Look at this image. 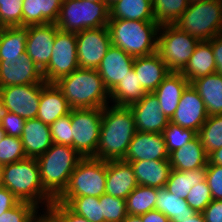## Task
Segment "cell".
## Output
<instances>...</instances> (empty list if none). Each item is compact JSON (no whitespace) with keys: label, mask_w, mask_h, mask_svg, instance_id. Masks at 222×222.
I'll return each instance as SVG.
<instances>
[{"label":"cell","mask_w":222,"mask_h":222,"mask_svg":"<svg viewBox=\"0 0 222 222\" xmlns=\"http://www.w3.org/2000/svg\"><path fill=\"white\" fill-rule=\"evenodd\" d=\"M136 132L130 107L105 106L95 158L105 162L123 160Z\"/></svg>","instance_id":"6da1fadb"},{"label":"cell","mask_w":222,"mask_h":222,"mask_svg":"<svg viewBox=\"0 0 222 222\" xmlns=\"http://www.w3.org/2000/svg\"><path fill=\"white\" fill-rule=\"evenodd\" d=\"M72 109L104 108L109 91L97 69L77 68L54 83Z\"/></svg>","instance_id":"7a4b0ae2"},{"label":"cell","mask_w":222,"mask_h":222,"mask_svg":"<svg viewBox=\"0 0 222 222\" xmlns=\"http://www.w3.org/2000/svg\"><path fill=\"white\" fill-rule=\"evenodd\" d=\"M112 45L133 57L149 56L157 52L160 24L156 21L109 20Z\"/></svg>","instance_id":"3957f363"},{"label":"cell","mask_w":222,"mask_h":222,"mask_svg":"<svg viewBox=\"0 0 222 222\" xmlns=\"http://www.w3.org/2000/svg\"><path fill=\"white\" fill-rule=\"evenodd\" d=\"M3 187L12 192L19 201L32 203L36 207L46 202L45 207L48 208L55 200L41 183L40 168L36 158L26 157L18 162L4 165Z\"/></svg>","instance_id":"277c9868"},{"label":"cell","mask_w":222,"mask_h":222,"mask_svg":"<svg viewBox=\"0 0 222 222\" xmlns=\"http://www.w3.org/2000/svg\"><path fill=\"white\" fill-rule=\"evenodd\" d=\"M81 159L82 156L73 147L56 143L37 158L41 183L54 199L67 188L71 174Z\"/></svg>","instance_id":"5b68a950"},{"label":"cell","mask_w":222,"mask_h":222,"mask_svg":"<svg viewBox=\"0 0 222 222\" xmlns=\"http://www.w3.org/2000/svg\"><path fill=\"white\" fill-rule=\"evenodd\" d=\"M109 19L110 8L106 2L64 0L55 24L62 31L78 33L107 26Z\"/></svg>","instance_id":"8992f818"},{"label":"cell","mask_w":222,"mask_h":222,"mask_svg":"<svg viewBox=\"0 0 222 222\" xmlns=\"http://www.w3.org/2000/svg\"><path fill=\"white\" fill-rule=\"evenodd\" d=\"M173 25L200 41L211 40L222 33V0L189 3Z\"/></svg>","instance_id":"52a82bcc"},{"label":"cell","mask_w":222,"mask_h":222,"mask_svg":"<svg viewBox=\"0 0 222 222\" xmlns=\"http://www.w3.org/2000/svg\"><path fill=\"white\" fill-rule=\"evenodd\" d=\"M157 53L170 72H181L191 58L199 39L179 30L173 24L160 25Z\"/></svg>","instance_id":"ba28073f"},{"label":"cell","mask_w":222,"mask_h":222,"mask_svg":"<svg viewBox=\"0 0 222 222\" xmlns=\"http://www.w3.org/2000/svg\"><path fill=\"white\" fill-rule=\"evenodd\" d=\"M107 162L94 157L82 158L71 174L67 188L59 197L94 196L105 194Z\"/></svg>","instance_id":"9c48e42d"},{"label":"cell","mask_w":222,"mask_h":222,"mask_svg":"<svg viewBox=\"0 0 222 222\" xmlns=\"http://www.w3.org/2000/svg\"><path fill=\"white\" fill-rule=\"evenodd\" d=\"M103 108L71 109L73 148L82 156L94 157L99 143Z\"/></svg>","instance_id":"30bf717a"},{"label":"cell","mask_w":222,"mask_h":222,"mask_svg":"<svg viewBox=\"0 0 222 222\" xmlns=\"http://www.w3.org/2000/svg\"><path fill=\"white\" fill-rule=\"evenodd\" d=\"M77 68L76 33L58 29L50 61L42 70L43 78L47 84H54Z\"/></svg>","instance_id":"8fae6325"},{"label":"cell","mask_w":222,"mask_h":222,"mask_svg":"<svg viewBox=\"0 0 222 222\" xmlns=\"http://www.w3.org/2000/svg\"><path fill=\"white\" fill-rule=\"evenodd\" d=\"M46 84V82H40L0 87L6 111L15 113L25 120L36 118L41 90Z\"/></svg>","instance_id":"7c38bea8"},{"label":"cell","mask_w":222,"mask_h":222,"mask_svg":"<svg viewBox=\"0 0 222 222\" xmlns=\"http://www.w3.org/2000/svg\"><path fill=\"white\" fill-rule=\"evenodd\" d=\"M79 68L97 69L112 45L107 26L76 33Z\"/></svg>","instance_id":"4fadbf2b"},{"label":"cell","mask_w":222,"mask_h":222,"mask_svg":"<svg viewBox=\"0 0 222 222\" xmlns=\"http://www.w3.org/2000/svg\"><path fill=\"white\" fill-rule=\"evenodd\" d=\"M45 82L42 71L26 52L19 58L0 60V87Z\"/></svg>","instance_id":"5bb4252c"},{"label":"cell","mask_w":222,"mask_h":222,"mask_svg":"<svg viewBox=\"0 0 222 222\" xmlns=\"http://www.w3.org/2000/svg\"><path fill=\"white\" fill-rule=\"evenodd\" d=\"M206 106L197 91L189 84L181 95L178 107L170 122L185 129L199 132L201 126L207 120Z\"/></svg>","instance_id":"9a60e30c"},{"label":"cell","mask_w":222,"mask_h":222,"mask_svg":"<svg viewBox=\"0 0 222 222\" xmlns=\"http://www.w3.org/2000/svg\"><path fill=\"white\" fill-rule=\"evenodd\" d=\"M58 29L55 23L28 26L26 53L41 71L50 61Z\"/></svg>","instance_id":"2e32d148"},{"label":"cell","mask_w":222,"mask_h":222,"mask_svg":"<svg viewBox=\"0 0 222 222\" xmlns=\"http://www.w3.org/2000/svg\"><path fill=\"white\" fill-rule=\"evenodd\" d=\"M136 125V130L146 133H162L170 120L162 113L159 100L152 93H146L143 98L129 106Z\"/></svg>","instance_id":"e0dca14e"},{"label":"cell","mask_w":222,"mask_h":222,"mask_svg":"<svg viewBox=\"0 0 222 222\" xmlns=\"http://www.w3.org/2000/svg\"><path fill=\"white\" fill-rule=\"evenodd\" d=\"M140 160H169V153L162 133L139 131L135 133L123 161Z\"/></svg>","instance_id":"ac0fdd59"},{"label":"cell","mask_w":222,"mask_h":222,"mask_svg":"<svg viewBox=\"0 0 222 222\" xmlns=\"http://www.w3.org/2000/svg\"><path fill=\"white\" fill-rule=\"evenodd\" d=\"M135 57L111 45L97 68L106 89L110 92L133 69Z\"/></svg>","instance_id":"d6986e66"},{"label":"cell","mask_w":222,"mask_h":222,"mask_svg":"<svg viewBox=\"0 0 222 222\" xmlns=\"http://www.w3.org/2000/svg\"><path fill=\"white\" fill-rule=\"evenodd\" d=\"M137 186L134 170L129 162L123 160L107 162L105 194L126 200Z\"/></svg>","instance_id":"ffe728a7"},{"label":"cell","mask_w":222,"mask_h":222,"mask_svg":"<svg viewBox=\"0 0 222 222\" xmlns=\"http://www.w3.org/2000/svg\"><path fill=\"white\" fill-rule=\"evenodd\" d=\"M21 141L26 157L38 158L53 144L50 125L40 119H27L24 123Z\"/></svg>","instance_id":"44dd1931"},{"label":"cell","mask_w":222,"mask_h":222,"mask_svg":"<svg viewBox=\"0 0 222 222\" xmlns=\"http://www.w3.org/2000/svg\"><path fill=\"white\" fill-rule=\"evenodd\" d=\"M133 70L147 93L154 92L170 72L157 52L149 56L135 57Z\"/></svg>","instance_id":"7402d4cb"},{"label":"cell","mask_w":222,"mask_h":222,"mask_svg":"<svg viewBox=\"0 0 222 222\" xmlns=\"http://www.w3.org/2000/svg\"><path fill=\"white\" fill-rule=\"evenodd\" d=\"M190 82L180 72H169L153 92L163 114L170 120L178 107L181 95Z\"/></svg>","instance_id":"603a6c76"},{"label":"cell","mask_w":222,"mask_h":222,"mask_svg":"<svg viewBox=\"0 0 222 222\" xmlns=\"http://www.w3.org/2000/svg\"><path fill=\"white\" fill-rule=\"evenodd\" d=\"M71 107L55 84H46L41 90L37 119L51 125L70 113Z\"/></svg>","instance_id":"cb8c5ba5"},{"label":"cell","mask_w":222,"mask_h":222,"mask_svg":"<svg viewBox=\"0 0 222 222\" xmlns=\"http://www.w3.org/2000/svg\"><path fill=\"white\" fill-rule=\"evenodd\" d=\"M129 163L133 167L138 185L154 188L165 187L172 170L170 160H140Z\"/></svg>","instance_id":"d4e9b609"},{"label":"cell","mask_w":222,"mask_h":222,"mask_svg":"<svg viewBox=\"0 0 222 222\" xmlns=\"http://www.w3.org/2000/svg\"><path fill=\"white\" fill-rule=\"evenodd\" d=\"M217 72L211 43L199 41L185 68L180 72L190 83L200 77Z\"/></svg>","instance_id":"484cf974"},{"label":"cell","mask_w":222,"mask_h":222,"mask_svg":"<svg viewBox=\"0 0 222 222\" xmlns=\"http://www.w3.org/2000/svg\"><path fill=\"white\" fill-rule=\"evenodd\" d=\"M202 98L208 116L222 115V74L213 73L190 83Z\"/></svg>","instance_id":"4316f807"},{"label":"cell","mask_w":222,"mask_h":222,"mask_svg":"<svg viewBox=\"0 0 222 222\" xmlns=\"http://www.w3.org/2000/svg\"><path fill=\"white\" fill-rule=\"evenodd\" d=\"M62 0H23L22 26L55 23Z\"/></svg>","instance_id":"83f0119b"},{"label":"cell","mask_w":222,"mask_h":222,"mask_svg":"<svg viewBox=\"0 0 222 222\" xmlns=\"http://www.w3.org/2000/svg\"><path fill=\"white\" fill-rule=\"evenodd\" d=\"M169 160L172 169L178 171L195 170L207 166L208 155L197 136L181 149L173 151L169 155Z\"/></svg>","instance_id":"f1b7e54d"},{"label":"cell","mask_w":222,"mask_h":222,"mask_svg":"<svg viewBox=\"0 0 222 222\" xmlns=\"http://www.w3.org/2000/svg\"><path fill=\"white\" fill-rule=\"evenodd\" d=\"M109 8V20L155 21L152 0H118Z\"/></svg>","instance_id":"f546056e"},{"label":"cell","mask_w":222,"mask_h":222,"mask_svg":"<svg viewBox=\"0 0 222 222\" xmlns=\"http://www.w3.org/2000/svg\"><path fill=\"white\" fill-rule=\"evenodd\" d=\"M155 210L166 215L171 222L192 217L195 212L186 199L173 195L165 187L157 188Z\"/></svg>","instance_id":"4dcf8cb0"},{"label":"cell","mask_w":222,"mask_h":222,"mask_svg":"<svg viewBox=\"0 0 222 222\" xmlns=\"http://www.w3.org/2000/svg\"><path fill=\"white\" fill-rule=\"evenodd\" d=\"M205 180L206 166L185 171L172 169L168 181L165 184V188L173 195L175 194L178 197L186 199L191 188Z\"/></svg>","instance_id":"1f68e13d"},{"label":"cell","mask_w":222,"mask_h":222,"mask_svg":"<svg viewBox=\"0 0 222 222\" xmlns=\"http://www.w3.org/2000/svg\"><path fill=\"white\" fill-rule=\"evenodd\" d=\"M28 26L3 27L0 34V60L19 58L26 52Z\"/></svg>","instance_id":"d6a6232c"},{"label":"cell","mask_w":222,"mask_h":222,"mask_svg":"<svg viewBox=\"0 0 222 222\" xmlns=\"http://www.w3.org/2000/svg\"><path fill=\"white\" fill-rule=\"evenodd\" d=\"M138 76L132 69L127 76L120 81L110 92V98L113 99V105L127 106L139 102L147 93L141 83H139Z\"/></svg>","instance_id":"836d02e7"},{"label":"cell","mask_w":222,"mask_h":222,"mask_svg":"<svg viewBox=\"0 0 222 222\" xmlns=\"http://www.w3.org/2000/svg\"><path fill=\"white\" fill-rule=\"evenodd\" d=\"M56 200L65 204L75 214L85 217L90 222H104L98 197H58Z\"/></svg>","instance_id":"e575fe53"},{"label":"cell","mask_w":222,"mask_h":222,"mask_svg":"<svg viewBox=\"0 0 222 222\" xmlns=\"http://www.w3.org/2000/svg\"><path fill=\"white\" fill-rule=\"evenodd\" d=\"M157 188L138 185L128 196L126 211L129 215H142L155 209Z\"/></svg>","instance_id":"d590c367"},{"label":"cell","mask_w":222,"mask_h":222,"mask_svg":"<svg viewBox=\"0 0 222 222\" xmlns=\"http://www.w3.org/2000/svg\"><path fill=\"white\" fill-rule=\"evenodd\" d=\"M188 6V0H152L154 19L160 25L174 24Z\"/></svg>","instance_id":"8d00e7d4"},{"label":"cell","mask_w":222,"mask_h":222,"mask_svg":"<svg viewBox=\"0 0 222 222\" xmlns=\"http://www.w3.org/2000/svg\"><path fill=\"white\" fill-rule=\"evenodd\" d=\"M209 155L214 150L222 147V115L208 116L205 123L197 133Z\"/></svg>","instance_id":"74e56055"},{"label":"cell","mask_w":222,"mask_h":222,"mask_svg":"<svg viewBox=\"0 0 222 222\" xmlns=\"http://www.w3.org/2000/svg\"><path fill=\"white\" fill-rule=\"evenodd\" d=\"M162 134L169 155L173 151L181 149L198 136L196 131L182 128L172 122L168 123V126L163 130Z\"/></svg>","instance_id":"f35d334b"},{"label":"cell","mask_w":222,"mask_h":222,"mask_svg":"<svg viewBox=\"0 0 222 222\" xmlns=\"http://www.w3.org/2000/svg\"><path fill=\"white\" fill-rule=\"evenodd\" d=\"M104 222H121L127 215L126 201L123 198L103 194L99 198Z\"/></svg>","instance_id":"ab89813d"},{"label":"cell","mask_w":222,"mask_h":222,"mask_svg":"<svg viewBox=\"0 0 222 222\" xmlns=\"http://www.w3.org/2000/svg\"><path fill=\"white\" fill-rule=\"evenodd\" d=\"M26 158L21 138L4 136L0 141V164L6 165Z\"/></svg>","instance_id":"60d3db41"},{"label":"cell","mask_w":222,"mask_h":222,"mask_svg":"<svg viewBox=\"0 0 222 222\" xmlns=\"http://www.w3.org/2000/svg\"><path fill=\"white\" fill-rule=\"evenodd\" d=\"M23 0H0V26H22Z\"/></svg>","instance_id":"b9f144b4"},{"label":"cell","mask_w":222,"mask_h":222,"mask_svg":"<svg viewBox=\"0 0 222 222\" xmlns=\"http://www.w3.org/2000/svg\"><path fill=\"white\" fill-rule=\"evenodd\" d=\"M212 200L211 190L206 180L193 186L186 198L188 205L197 213H202Z\"/></svg>","instance_id":"7bdbcfd3"},{"label":"cell","mask_w":222,"mask_h":222,"mask_svg":"<svg viewBox=\"0 0 222 222\" xmlns=\"http://www.w3.org/2000/svg\"><path fill=\"white\" fill-rule=\"evenodd\" d=\"M38 208L32 203L20 201L0 215V222H32Z\"/></svg>","instance_id":"ee69618b"},{"label":"cell","mask_w":222,"mask_h":222,"mask_svg":"<svg viewBox=\"0 0 222 222\" xmlns=\"http://www.w3.org/2000/svg\"><path fill=\"white\" fill-rule=\"evenodd\" d=\"M53 143L73 147L71 138V111L68 115L58 118L50 125Z\"/></svg>","instance_id":"f6af8a7d"},{"label":"cell","mask_w":222,"mask_h":222,"mask_svg":"<svg viewBox=\"0 0 222 222\" xmlns=\"http://www.w3.org/2000/svg\"><path fill=\"white\" fill-rule=\"evenodd\" d=\"M206 181L211 190L213 200H222V166L207 165Z\"/></svg>","instance_id":"bcb514c9"},{"label":"cell","mask_w":222,"mask_h":222,"mask_svg":"<svg viewBox=\"0 0 222 222\" xmlns=\"http://www.w3.org/2000/svg\"><path fill=\"white\" fill-rule=\"evenodd\" d=\"M25 121L19 115L6 111L0 125L7 136L21 138Z\"/></svg>","instance_id":"7dc6e473"},{"label":"cell","mask_w":222,"mask_h":222,"mask_svg":"<svg viewBox=\"0 0 222 222\" xmlns=\"http://www.w3.org/2000/svg\"><path fill=\"white\" fill-rule=\"evenodd\" d=\"M59 222H90L85 217L71 211L65 204L56 199L47 208Z\"/></svg>","instance_id":"c3c4849f"},{"label":"cell","mask_w":222,"mask_h":222,"mask_svg":"<svg viewBox=\"0 0 222 222\" xmlns=\"http://www.w3.org/2000/svg\"><path fill=\"white\" fill-rule=\"evenodd\" d=\"M202 214L205 222H222V200H212Z\"/></svg>","instance_id":"681fc988"},{"label":"cell","mask_w":222,"mask_h":222,"mask_svg":"<svg viewBox=\"0 0 222 222\" xmlns=\"http://www.w3.org/2000/svg\"><path fill=\"white\" fill-rule=\"evenodd\" d=\"M19 199L6 187H0V215L19 203Z\"/></svg>","instance_id":"f907efd6"},{"label":"cell","mask_w":222,"mask_h":222,"mask_svg":"<svg viewBox=\"0 0 222 222\" xmlns=\"http://www.w3.org/2000/svg\"><path fill=\"white\" fill-rule=\"evenodd\" d=\"M208 41L211 43L213 50L217 73L222 74V33L214 36Z\"/></svg>","instance_id":"816d5d0a"},{"label":"cell","mask_w":222,"mask_h":222,"mask_svg":"<svg viewBox=\"0 0 222 222\" xmlns=\"http://www.w3.org/2000/svg\"><path fill=\"white\" fill-rule=\"evenodd\" d=\"M139 216L142 222H171L166 215L155 209Z\"/></svg>","instance_id":"f5cc1de1"},{"label":"cell","mask_w":222,"mask_h":222,"mask_svg":"<svg viewBox=\"0 0 222 222\" xmlns=\"http://www.w3.org/2000/svg\"><path fill=\"white\" fill-rule=\"evenodd\" d=\"M207 165H221L222 166V147L214 150L208 155Z\"/></svg>","instance_id":"db71d44e"},{"label":"cell","mask_w":222,"mask_h":222,"mask_svg":"<svg viewBox=\"0 0 222 222\" xmlns=\"http://www.w3.org/2000/svg\"><path fill=\"white\" fill-rule=\"evenodd\" d=\"M46 214H42L37 217V213L32 219V222H59L58 219L48 210L46 209Z\"/></svg>","instance_id":"11a10c76"},{"label":"cell","mask_w":222,"mask_h":222,"mask_svg":"<svg viewBox=\"0 0 222 222\" xmlns=\"http://www.w3.org/2000/svg\"><path fill=\"white\" fill-rule=\"evenodd\" d=\"M177 222H205L202 213H195L192 217L179 219Z\"/></svg>","instance_id":"9f6ffc18"},{"label":"cell","mask_w":222,"mask_h":222,"mask_svg":"<svg viewBox=\"0 0 222 222\" xmlns=\"http://www.w3.org/2000/svg\"><path fill=\"white\" fill-rule=\"evenodd\" d=\"M121 222H142L141 217L138 215H127Z\"/></svg>","instance_id":"6f0895ef"},{"label":"cell","mask_w":222,"mask_h":222,"mask_svg":"<svg viewBox=\"0 0 222 222\" xmlns=\"http://www.w3.org/2000/svg\"><path fill=\"white\" fill-rule=\"evenodd\" d=\"M5 112H6V109H5V106H4V104H3L2 96H1V94H0V123H1V120H2Z\"/></svg>","instance_id":"680465c9"},{"label":"cell","mask_w":222,"mask_h":222,"mask_svg":"<svg viewBox=\"0 0 222 222\" xmlns=\"http://www.w3.org/2000/svg\"><path fill=\"white\" fill-rule=\"evenodd\" d=\"M3 167L4 165L0 164V187L3 186Z\"/></svg>","instance_id":"91938a15"},{"label":"cell","mask_w":222,"mask_h":222,"mask_svg":"<svg viewBox=\"0 0 222 222\" xmlns=\"http://www.w3.org/2000/svg\"><path fill=\"white\" fill-rule=\"evenodd\" d=\"M4 136H6L5 131L3 130L2 126L0 125V141L3 139Z\"/></svg>","instance_id":"94428289"},{"label":"cell","mask_w":222,"mask_h":222,"mask_svg":"<svg viewBox=\"0 0 222 222\" xmlns=\"http://www.w3.org/2000/svg\"><path fill=\"white\" fill-rule=\"evenodd\" d=\"M116 1L118 0H105V2L107 3V5L110 7L112 4H114Z\"/></svg>","instance_id":"6125c7cd"},{"label":"cell","mask_w":222,"mask_h":222,"mask_svg":"<svg viewBox=\"0 0 222 222\" xmlns=\"http://www.w3.org/2000/svg\"><path fill=\"white\" fill-rule=\"evenodd\" d=\"M189 3H196V2H202V1H208V0H188Z\"/></svg>","instance_id":"be15d7a7"},{"label":"cell","mask_w":222,"mask_h":222,"mask_svg":"<svg viewBox=\"0 0 222 222\" xmlns=\"http://www.w3.org/2000/svg\"><path fill=\"white\" fill-rule=\"evenodd\" d=\"M87 1H90V2H105V0H87Z\"/></svg>","instance_id":"e7e4bbea"},{"label":"cell","mask_w":222,"mask_h":222,"mask_svg":"<svg viewBox=\"0 0 222 222\" xmlns=\"http://www.w3.org/2000/svg\"><path fill=\"white\" fill-rule=\"evenodd\" d=\"M2 29H3V27H2V26H0V34H1V32H2Z\"/></svg>","instance_id":"03108f58"}]
</instances>
